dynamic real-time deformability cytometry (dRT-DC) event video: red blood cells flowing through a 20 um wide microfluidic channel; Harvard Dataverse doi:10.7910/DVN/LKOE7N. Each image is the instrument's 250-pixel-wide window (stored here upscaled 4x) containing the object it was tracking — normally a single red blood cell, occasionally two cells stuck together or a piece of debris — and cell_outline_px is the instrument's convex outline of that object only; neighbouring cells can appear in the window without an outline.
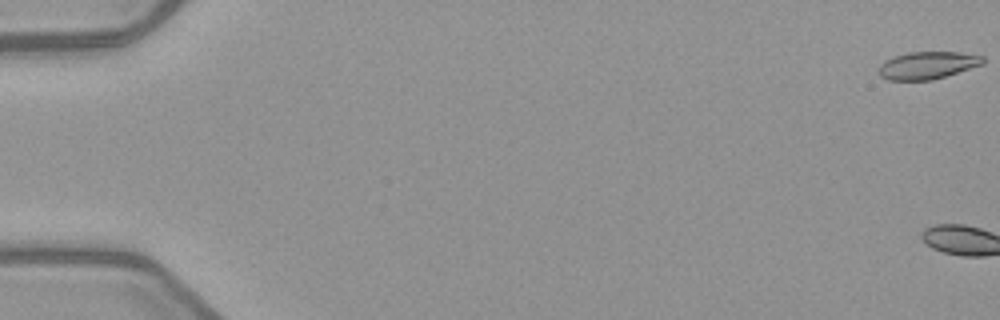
{"species": "common noctule bat (a hibernating species)", "species_latin": "Nyctalus noctula", "temperature_condition": "warm", "stored_images_in_passage": 5, "camera_frame_rate_fps": 3000, "um_per_image_px": 0.085, "animal": {"sex": "female", "body_mass_g": 21.9}, "frame": {"image": 1, "passage_image": 1, "time_ms": 0.0, "image_size_px": [1000, 320], "cell_outline_px": [[984, 64], [932, 80], [888, 80], [880, 76], [880, 64], [884, 60], [892, 56], [908, 52], [960, 52], [984, 56]], "centroid_in_image_um": [78.83, 5.54], "position_along_channel_um": 6.2, "area_um2": 16.7}}
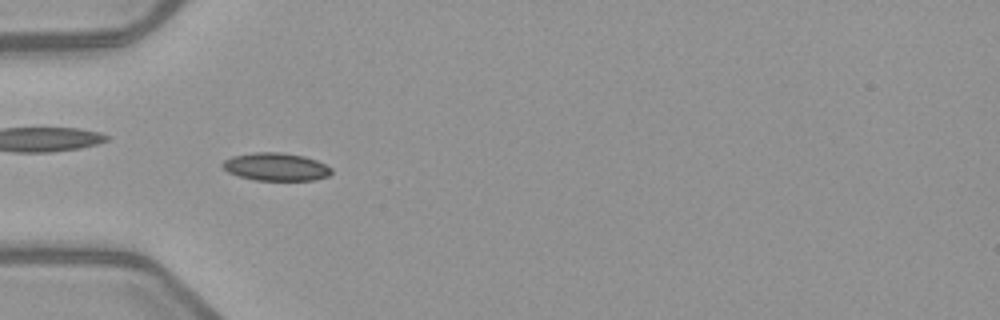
{"frame": {"image": 2, "passage_image": 4, "time_ms": 6.333, "image_size_px": [1000, 320], "cell_outline_px": [[332, 172], [328, 176], [316, 180], [256, 180], [240, 176], [228, 172], [220, 164], [224, 160], [232, 156], [252, 152], [280, 152], [304, 156], [316, 160], [332, 168]], "centroid_in_image_um": [23.45, 14.17], "position_along_channel_um": 61.5, "area_um2": 17.69}}
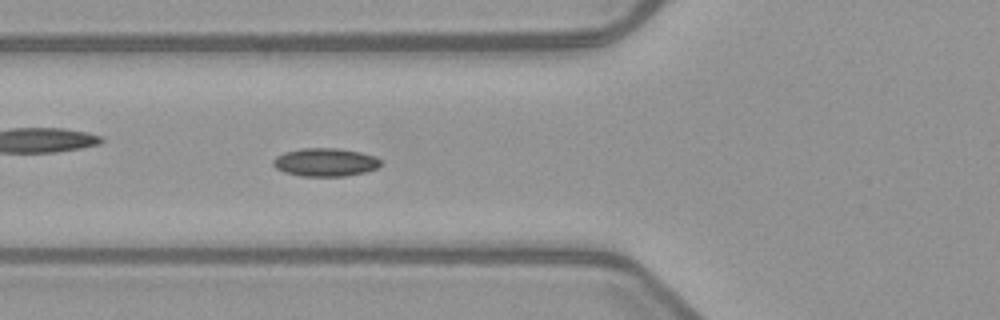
{"frame": {"image": 3, "passage_image": 5, "time_ms": 7.333, "image_size_px": [1000, 320], "cell_outline_px": [[380, 168], [364, 172], [344, 176], [300, 176], [284, 172], [276, 168], [272, 164], [272, 160], [276, 156], [284, 152], [304, 148], [336, 148], [360, 152], [376, 156], [380, 160]], "centroid_in_image_um": [27.64, 13.79], "position_along_channel_um": 98.2, "area_um2": 17.74}}